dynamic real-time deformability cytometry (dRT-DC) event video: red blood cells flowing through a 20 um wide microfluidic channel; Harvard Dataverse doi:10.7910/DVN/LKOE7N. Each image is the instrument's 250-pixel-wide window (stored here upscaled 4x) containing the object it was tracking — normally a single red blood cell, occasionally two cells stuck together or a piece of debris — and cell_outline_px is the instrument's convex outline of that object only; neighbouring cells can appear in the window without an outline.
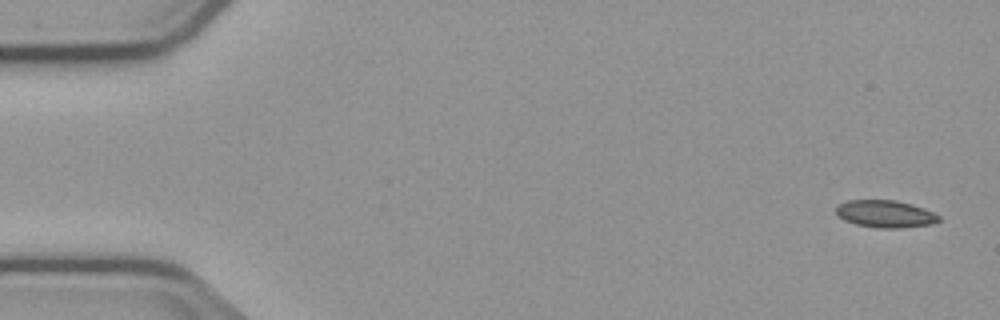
{"species": "common noctule bat (a hibernating species)", "species_latin": "Nyctalus noctula", "temperature_condition": "cold", "stored_images_in_passage": 5, "camera_frame_rate_fps": 3000, "um_per_image_px": 0.085, "animal": {"sex": "male", "body_mass_g": 23.1, "forearm_length_mm": 52.7}, "frame": {"image": 1, "passage_image": 1, "time_ms": 0.0, "image_size_px": [1000, 320], "cell_outline_px": [[940, 220], [932, 224], [900, 228], [880, 228], [856, 224], [844, 220], [836, 216], [836, 204], [848, 200], [896, 200], [912, 204], [924, 208], [940, 216]], "centroid_in_image_um": [75.22, 18.17], "position_along_channel_um": 9.8, "area_um2": 16.47}}
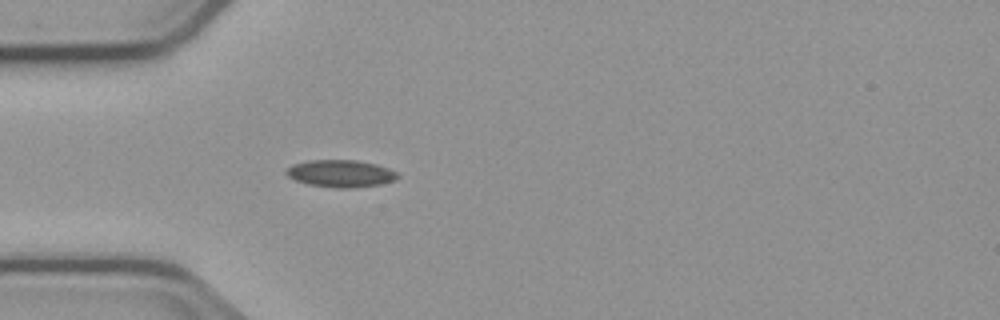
{"frame": {"image": 2, "passage_image": 5, "time_ms": 4.667, "image_size_px": [1000, 320], "cell_outline_px": [[400, 176], [396, 180], [380, 184], [356, 188], [336, 188], [308, 184], [296, 180], [288, 176], [284, 172], [292, 164], [312, 160], [356, 160], [376, 164], [388, 168], [396, 172]], "centroid_in_image_um": [28.98, 14.75], "position_along_channel_um": 56.0, "area_um2": 17.69}}